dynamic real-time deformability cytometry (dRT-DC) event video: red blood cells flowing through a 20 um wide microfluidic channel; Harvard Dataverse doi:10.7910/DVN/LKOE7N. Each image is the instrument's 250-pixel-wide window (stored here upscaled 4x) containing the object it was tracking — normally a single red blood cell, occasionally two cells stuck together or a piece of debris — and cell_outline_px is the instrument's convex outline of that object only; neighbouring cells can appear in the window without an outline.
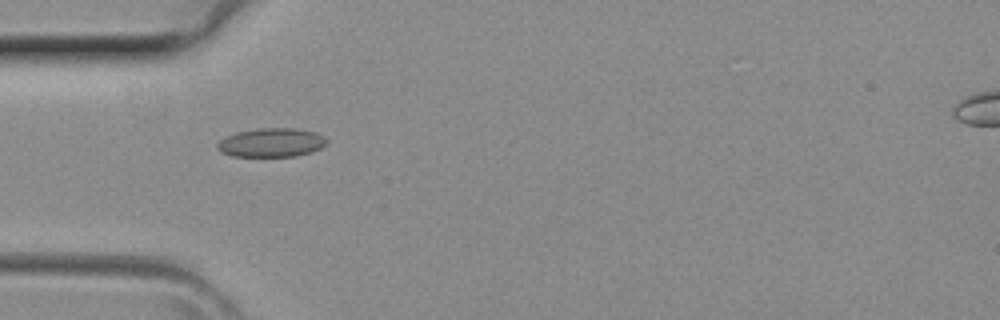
{"species": "common noctule bat (a hibernating species)", "species_latin": "Nyctalus noctula", "temperature_condition": "room temperature", "stored_images_in_passage": 1, "camera_frame_rate_fps": 3000, "um_per_image_px": 0.085, "animal": {"sex": "female", "body_mass_g": 29.2, "forearm_length_mm": 56.3}, "frame": {"image": 1, "passage_image": 1, "time_ms": 0.0, "image_size_px": [1000, 320], "cell_outline_px": [[328, 140], [320, 148], [312, 152], [296, 156], [232, 156], [220, 152], [216, 148], [216, 144], [220, 140], [236, 132], [260, 128], [296, 128], [316, 132], [324, 136]], "centroid_in_image_um": [23.07, 12.12], "position_along_channel_um": 61.9, "area_um2": 18.44}}